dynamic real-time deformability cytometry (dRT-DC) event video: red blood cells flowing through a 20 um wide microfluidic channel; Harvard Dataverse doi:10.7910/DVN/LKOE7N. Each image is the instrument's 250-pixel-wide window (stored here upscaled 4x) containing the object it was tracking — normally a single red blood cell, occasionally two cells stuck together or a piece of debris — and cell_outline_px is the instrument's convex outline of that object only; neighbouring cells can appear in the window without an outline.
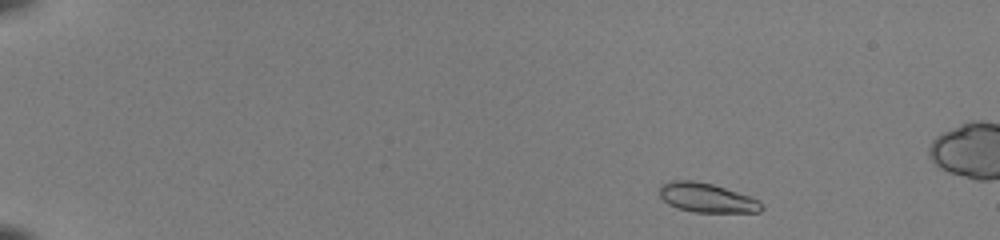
{"species": "common noctule bat (a hibernating species)", "species_latin": "Nyctalus noctula", "temperature_condition": "room temperature", "stored_images_in_passage": 48, "camera_frame_rate_fps": 3000, "um_per_image_px": 0.085, "animal": {"sex": "female", "body_mass_g": 22.0, "forearm_length_mm": 56.7}, "frame": {"image": 1, "passage_image": 4, "time_ms": 1.0, "image_size_px": [1000, 240], "cell_outline_px": [[764, 208], [760, 212], [692, 212], [676, 208], [668, 204], [660, 196], [660, 184], [668, 180], [692, 180], [712, 184], [752, 196], [760, 200], [764, 204]], "centroid_in_image_um": [60.1, 16.81], "position_along_channel_um": 24.9, "area_um2": 17.74}}
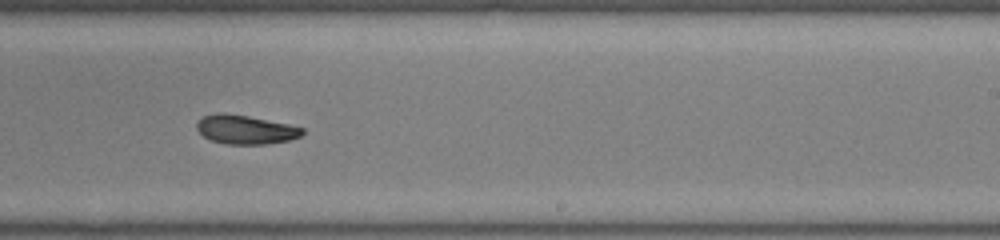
{"frame": {"image": 2, "passage_image": 31, "time_ms": 10.0, "image_size_px": [1000, 240], "cell_outline_px": [[304, 132], [300, 136], [288, 140], [264, 144], [224, 144], [208, 140], [196, 128], [196, 124], [204, 116], [220, 112], [224, 112], [248, 116], [288, 124], [304, 128]], "centroid_in_image_um": [20.84, 11.01], "position_along_channel_um": 268.2, "area_um2": 17.74}}
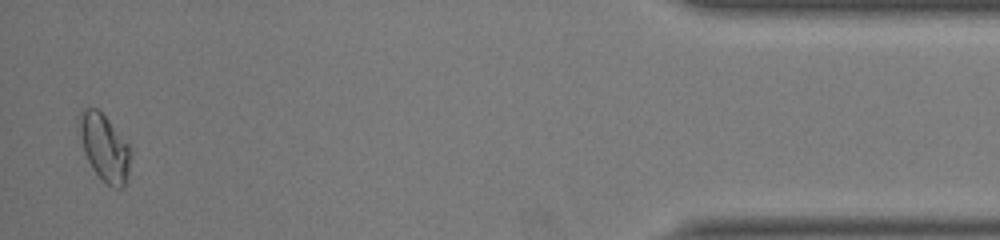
{"frame": {"image": 3, "passage_image": 47, "time_ms": 15.333, "image_size_px": [1000, 240], "cell_outline_px": [[132, 156], [128, 176], [124, 188], [112, 188], [92, 168], [84, 152], [80, 132], [80, 108], [96, 108], [108, 120], [128, 144], [132, 152]], "centroid_in_image_um": [8.92, 12.58], "position_along_channel_um": 426.3, "area_um2": 19.71}, "authors_computed_cell_mechanics": {"area_um2": 17.9758, "velocity_mm_per_s": 4.086, "shape_relaxation_time_tau1_ms": 4.5849, "shape_relaxation_time_tau2_ms": 2.3128, "deformation_change_tau1": 0.1511, "deformation_change_tau2": 0.0643}}